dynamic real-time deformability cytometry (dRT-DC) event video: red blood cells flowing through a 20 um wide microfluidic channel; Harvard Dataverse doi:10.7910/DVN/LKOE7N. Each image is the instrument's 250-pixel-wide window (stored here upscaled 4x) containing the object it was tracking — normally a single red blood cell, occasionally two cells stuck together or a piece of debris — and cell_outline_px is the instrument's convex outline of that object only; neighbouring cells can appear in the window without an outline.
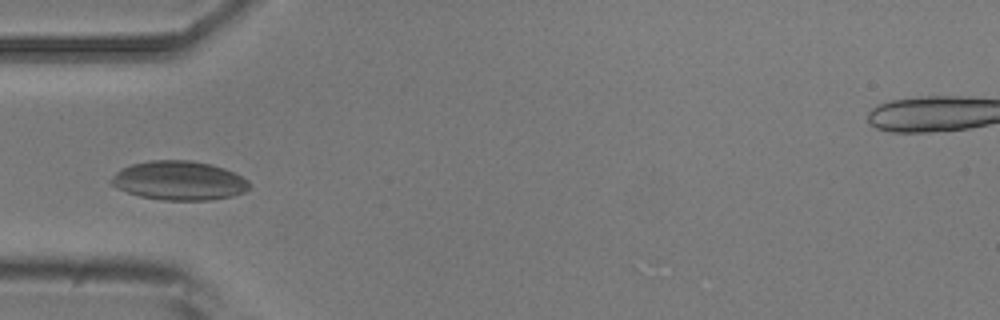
{"species": "common noctule bat (a hibernating species)", "species_latin": "Nyctalus noctula", "temperature_condition": "room temperature", "stored_images_in_passage": 7, "camera_frame_rate_fps": 3000, "um_per_image_px": 0.085, "animal": {"sex": "male", "body_mass_g": 20.5, "forearm_length_mm": 52.5}, "frame": {"image": 1, "passage_image": 5, "time_ms": 4.667, "image_size_px": [1000, 320], "cell_outline_px": [[252, 184], [244, 192], [232, 196], [212, 200], [164, 200], [140, 196], [116, 188], [108, 180], [120, 168], [132, 164], [148, 160], [192, 160], [212, 164], [224, 168], [248, 180]], "centroid_in_image_um": [15.21, 15.34], "position_along_channel_um": 69.8, "area_um2": 31.62}}
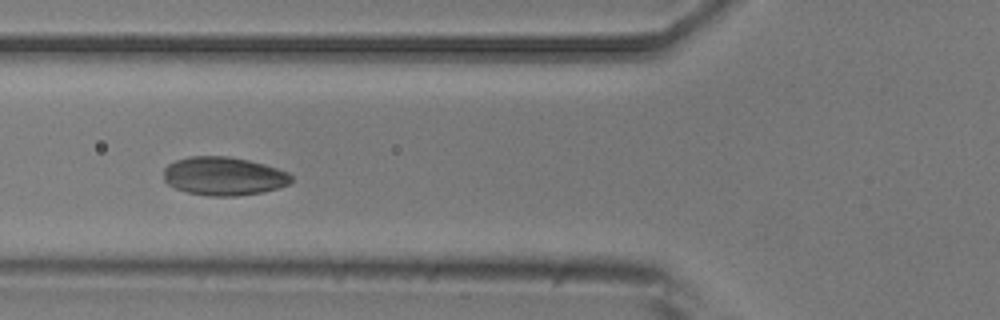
{"frame": {"image": 2, "passage_image": 6, "time_ms": 5.667, "image_size_px": [1000, 320], "cell_outline_px": [[292, 180], [288, 184], [264, 192], [236, 196], [208, 196], [188, 192], [176, 188], [168, 184], [164, 180], [164, 168], [168, 164], [176, 160], [188, 156], [228, 156], [248, 160], [264, 164], [288, 172], [292, 176]], "centroid_in_image_um": [19.0, 14.97], "position_along_channel_um": 106.8, "area_um2": 28.61}}
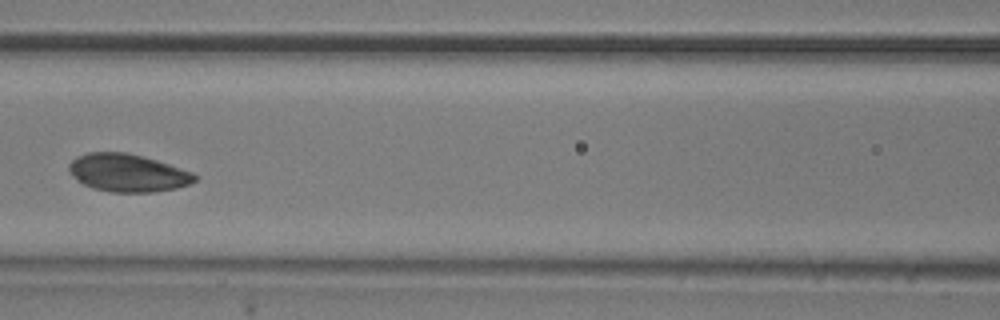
{"frame": {"image": 3, "passage_image": 7, "time_ms": 7.0, "image_size_px": [1000, 320], "cell_outline_px": [[200, 176], [196, 180], [188, 184], [176, 188], [152, 192], [112, 192], [92, 188], [84, 184], [72, 176], [68, 172], [68, 164], [76, 156], [88, 152], [128, 152], [144, 156], [192, 172]], "centroid_in_image_um": [10.83, 14.68], "position_along_channel_um": 155.8, "area_um2": 27.8}}